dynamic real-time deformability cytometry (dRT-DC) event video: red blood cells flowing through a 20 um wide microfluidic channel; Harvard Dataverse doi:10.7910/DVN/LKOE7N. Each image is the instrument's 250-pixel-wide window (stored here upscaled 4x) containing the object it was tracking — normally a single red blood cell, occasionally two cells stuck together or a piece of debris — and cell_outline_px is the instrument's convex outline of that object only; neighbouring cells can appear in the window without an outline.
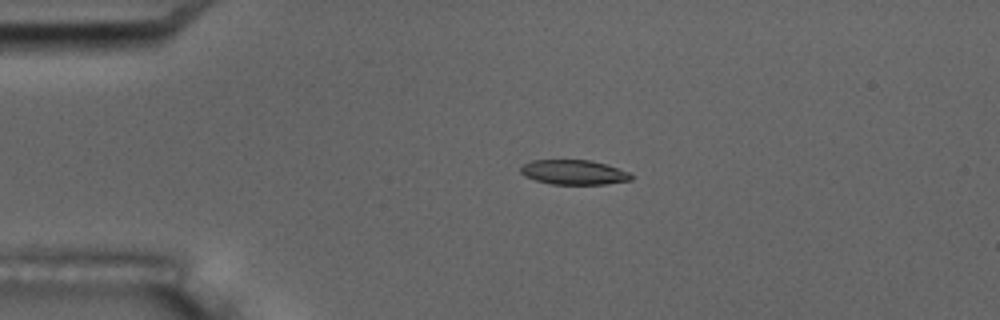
{"species": "common noctule bat (a hibernating species)", "species_latin": "Nyctalus noctula", "temperature_condition": "room temperature", "stored_images_in_passage": 8, "camera_frame_rate_fps": 3000, "um_per_image_px": 0.085, "animal": {"sex": "male", "body_mass_g": 17.5, "forearm_length_mm": 52.3}, "frame": {"image": 1, "passage_image": 4, "time_ms": 3.667, "image_size_px": [1000, 320], "cell_outline_px": [[632, 180], [604, 184], [552, 184], [536, 180], [524, 176], [520, 172], [520, 168], [524, 164], [532, 160], [592, 160], [628, 172], [632, 176]], "centroid_in_image_um": [48.74, 14.64], "position_along_channel_um": 36.3, "area_um2": 15.72}}